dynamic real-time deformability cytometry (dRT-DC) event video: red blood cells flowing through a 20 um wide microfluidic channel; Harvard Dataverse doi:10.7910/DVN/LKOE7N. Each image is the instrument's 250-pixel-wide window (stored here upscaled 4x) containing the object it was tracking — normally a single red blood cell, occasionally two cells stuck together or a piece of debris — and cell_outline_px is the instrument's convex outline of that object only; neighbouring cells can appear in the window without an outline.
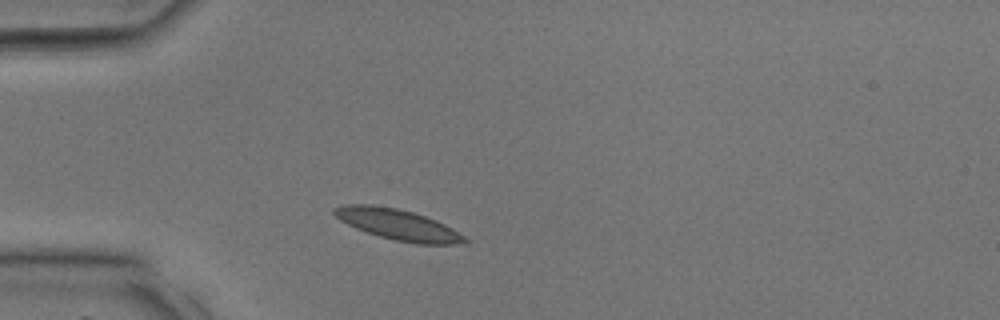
{"species": "common noctule bat (a hibernating species)", "species_latin": "Nyctalus noctula", "temperature_condition": "room temperature", "stored_images_in_passage": 8, "camera_frame_rate_fps": 3000, "um_per_image_px": 0.085, "animal": {"sex": "male", "body_mass_g": 17.9, "forearm_length_mm": 54.2}, "frame": {"image": 1, "passage_image": 1, "time_ms": 0.0, "image_size_px": [1000, 320], "cell_outline_px": [[468, 240], [456, 244], [416, 244], [396, 240], [380, 236], [356, 228], [340, 220], [332, 212], [332, 208], [344, 204], [372, 204], [396, 208], [412, 212], [436, 220], [452, 228], [464, 236]], "centroid_in_image_um": [33.79, 19.07], "position_along_channel_um": 51.2, "area_um2": 23.12}}
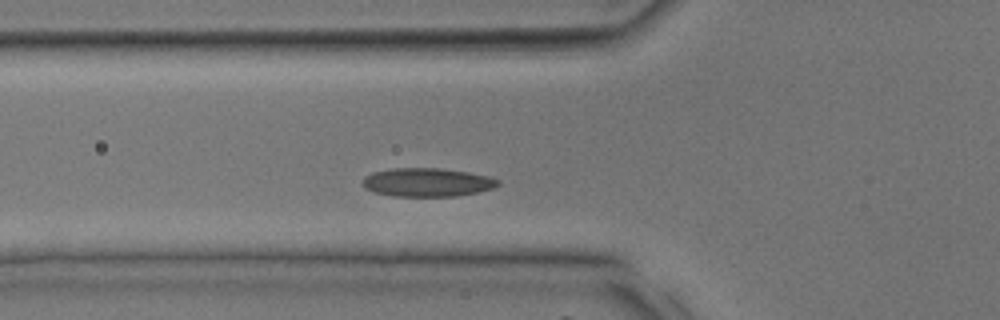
{"frame": {"image": 2, "passage_image": 4, "time_ms": 1.0, "image_size_px": [1000, 320], "cell_outline_px": [[500, 184], [492, 188], [480, 192], [456, 196], [392, 196], [376, 192], [364, 188], [364, 176], [372, 172], [392, 168], [436, 168], [468, 172], [488, 176], [500, 180]], "centroid_in_image_um": [36.33, 15.5], "position_along_channel_um": 89.5, "area_um2": 22.48}}